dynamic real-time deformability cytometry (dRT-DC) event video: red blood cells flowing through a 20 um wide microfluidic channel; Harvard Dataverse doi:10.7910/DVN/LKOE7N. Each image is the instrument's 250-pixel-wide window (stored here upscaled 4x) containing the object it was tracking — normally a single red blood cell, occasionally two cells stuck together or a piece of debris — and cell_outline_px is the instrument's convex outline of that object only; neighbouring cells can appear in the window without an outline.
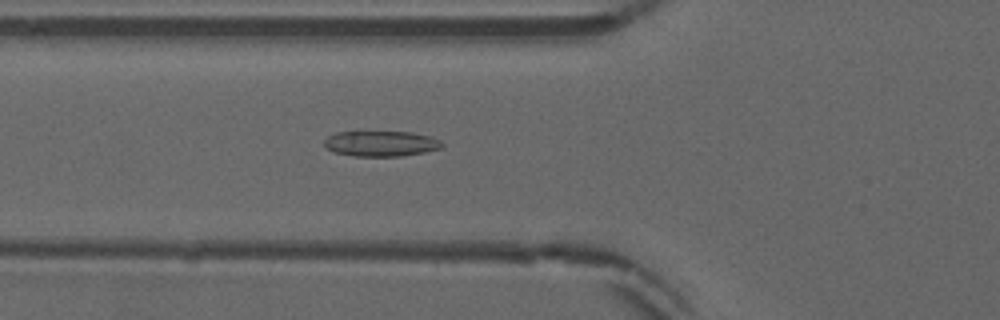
{"species": "common noctule bat (a hibernating species)", "species_latin": "Nyctalus noctula", "temperature_condition": "warm", "stored_images_in_passage": 53, "camera_frame_rate_fps": 3000, "um_per_image_px": 0.085, "animal": {"sex": "male", "forearm_length_mm": 52.5}, "frame": {"image": 1, "passage_image": 20, "time_ms": 6.333, "image_size_px": [1000, 320], "cell_outline_px": [[444, 144], [440, 148], [424, 152], [400, 156], [352, 156], [332, 152], [324, 144], [324, 140], [328, 136], [336, 132], [412, 132], [428, 136], [440, 140]], "centroid_in_image_um": [32.35, 12.21], "position_along_channel_um": 93.4, "area_um2": 17.4}}
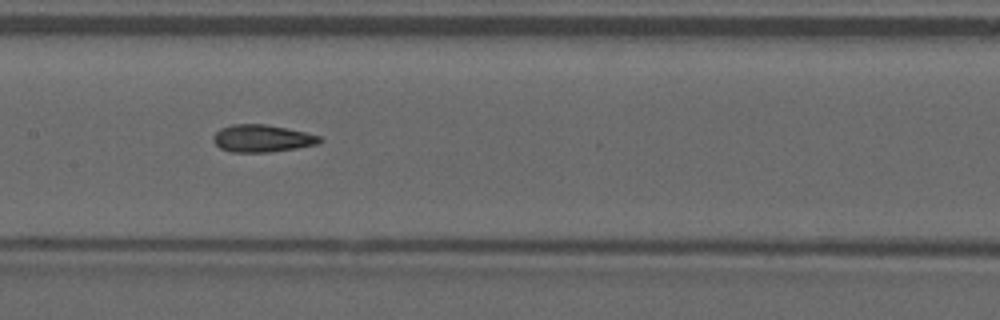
{"frame": {"image": 2, "passage_image": 27, "time_ms": 8.667, "image_size_px": [1000, 320], "cell_outline_px": [[324, 140], [320, 144], [296, 148], [268, 152], [232, 152], [220, 148], [212, 140], [212, 136], [220, 128], [232, 124], [264, 124], [304, 132], [320, 136]], "centroid_in_image_um": [22.27, 11.77], "position_along_channel_um": 185.1, "area_um2": 16.94}}
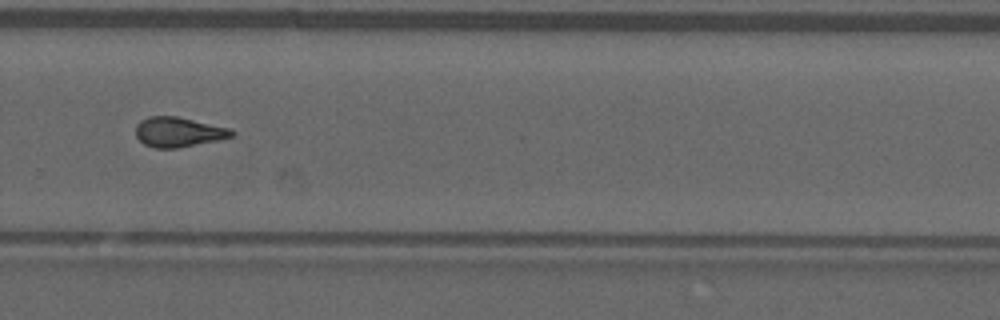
{"frame": {"image": 3, "passage_image": 37, "time_ms": 12.0, "image_size_px": [1000, 320], "cell_outline_px": [[236, 132], [232, 136], [216, 140], [176, 148], [156, 148], [144, 144], [136, 136], [136, 124], [140, 120], [148, 116], [176, 116], [232, 128]], "centroid_in_image_um": [15.16, 11.21], "position_along_channel_um": 314.6, "area_um2": 16.65}, "authors_computed_cell_mechanics": {"area_um2": 16.8776, "velocity_mm_per_s": 3.8977, "shape_relaxation_time_tau1_ms": null, "shape_relaxation_time_tau2_ms": 2.3714, "deformation_change_tau1": null, "deformation_change_tau2": 0.1118}}